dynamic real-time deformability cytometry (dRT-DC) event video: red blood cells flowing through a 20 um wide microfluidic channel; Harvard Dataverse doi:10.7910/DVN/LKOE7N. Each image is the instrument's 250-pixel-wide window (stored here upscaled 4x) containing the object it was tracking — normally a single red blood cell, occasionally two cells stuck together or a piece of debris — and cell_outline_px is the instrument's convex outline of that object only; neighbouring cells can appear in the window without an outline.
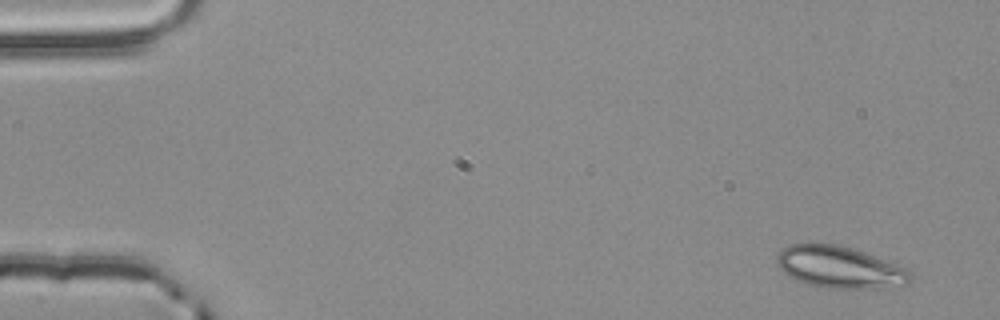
{"species": "common noctule bat (a hibernating species)", "species_latin": "Nyctalus noctula", "temperature_condition": "room temperature", "stored_images_in_passage": 3, "camera_frame_rate_fps": 3000, "um_per_image_px": 0.085, "animal": {"sex": "male", "body_mass_g": 20.4}, "frame": {"image": 1, "passage_image": 1, "time_ms": 0.0, "image_size_px": [1000, 320], "cell_outline_px": [[912, 280], [908, 284], [884, 288], [824, 288], [804, 284], [788, 276], [776, 264], [776, 256], [784, 248], [792, 244], [836, 244], [852, 248], [900, 264], [908, 268], [912, 272]], "centroid_in_image_um": [71.42, 22.73], "position_along_channel_um": 13.6, "area_um2": 32.95}}